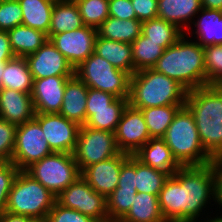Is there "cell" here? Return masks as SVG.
<instances>
[{
    "instance_id": "ffe728a7",
    "label": "cell",
    "mask_w": 222,
    "mask_h": 222,
    "mask_svg": "<svg viewBox=\"0 0 222 222\" xmlns=\"http://www.w3.org/2000/svg\"><path fill=\"white\" fill-rule=\"evenodd\" d=\"M134 156L143 164L165 172L169 176L182 167L174 158L163 138H150Z\"/></svg>"
},
{
    "instance_id": "7bdbcfd3",
    "label": "cell",
    "mask_w": 222,
    "mask_h": 222,
    "mask_svg": "<svg viewBox=\"0 0 222 222\" xmlns=\"http://www.w3.org/2000/svg\"><path fill=\"white\" fill-rule=\"evenodd\" d=\"M131 3L139 21L157 18L158 0H131Z\"/></svg>"
},
{
    "instance_id": "d6a6232c",
    "label": "cell",
    "mask_w": 222,
    "mask_h": 222,
    "mask_svg": "<svg viewBox=\"0 0 222 222\" xmlns=\"http://www.w3.org/2000/svg\"><path fill=\"white\" fill-rule=\"evenodd\" d=\"M185 105H166L139 109L143 113L151 138H162L177 111Z\"/></svg>"
},
{
    "instance_id": "30bf717a",
    "label": "cell",
    "mask_w": 222,
    "mask_h": 222,
    "mask_svg": "<svg viewBox=\"0 0 222 222\" xmlns=\"http://www.w3.org/2000/svg\"><path fill=\"white\" fill-rule=\"evenodd\" d=\"M56 202L69 209L77 210L97 222H109L106 197L96 191L80 176L57 197Z\"/></svg>"
},
{
    "instance_id": "5b68a950",
    "label": "cell",
    "mask_w": 222,
    "mask_h": 222,
    "mask_svg": "<svg viewBox=\"0 0 222 222\" xmlns=\"http://www.w3.org/2000/svg\"><path fill=\"white\" fill-rule=\"evenodd\" d=\"M181 166L206 165L215 160L205 151L190 110L183 106L162 137Z\"/></svg>"
},
{
    "instance_id": "b9f144b4",
    "label": "cell",
    "mask_w": 222,
    "mask_h": 222,
    "mask_svg": "<svg viewBox=\"0 0 222 222\" xmlns=\"http://www.w3.org/2000/svg\"><path fill=\"white\" fill-rule=\"evenodd\" d=\"M116 99L111 93L88 88L86 121L91 117V109L109 108Z\"/></svg>"
},
{
    "instance_id": "ee69618b",
    "label": "cell",
    "mask_w": 222,
    "mask_h": 222,
    "mask_svg": "<svg viewBox=\"0 0 222 222\" xmlns=\"http://www.w3.org/2000/svg\"><path fill=\"white\" fill-rule=\"evenodd\" d=\"M109 16L122 20L137 19L131 0H109Z\"/></svg>"
},
{
    "instance_id": "7402d4cb",
    "label": "cell",
    "mask_w": 222,
    "mask_h": 222,
    "mask_svg": "<svg viewBox=\"0 0 222 222\" xmlns=\"http://www.w3.org/2000/svg\"><path fill=\"white\" fill-rule=\"evenodd\" d=\"M94 52L115 68L129 73L131 76L134 74L131 44L101 38L97 35Z\"/></svg>"
},
{
    "instance_id": "74e56055",
    "label": "cell",
    "mask_w": 222,
    "mask_h": 222,
    "mask_svg": "<svg viewBox=\"0 0 222 222\" xmlns=\"http://www.w3.org/2000/svg\"><path fill=\"white\" fill-rule=\"evenodd\" d=\"M22 25V9L18 0H0V31Z\"/></svg>"
},
{
    "instance_id": "83f0119b",
    "label": "cell",
    "mask_w": 222,
    "mask_h": 222,
    "mask_svg": "<svg viewBox=\"0 0 222 222\" xmlns=\"http://www.w3.org/2000/svg\"><path fill=\"white\" fill-rule=\"evenodd\" d=\"M200 12L201 18L198 16L196 22H191L197 28L195 29L199 40L197 43L202 47L222 44V11L202 8Z\"/></svg>"
},
{
    "instance_id": "681fc988",
    "label": "cell",
    "mask_w": 222,
    "mask_h": 222,
    "mask_svg": "<svg viewBox=\"0 0 222 222\" xmlns=\"http://www.w3.org/2000/svg\"><path fill=\"white\" fill-rule=\"evenodd\" d=\"M220 206H222V177L218 175L216 182V201Z\"/></svg>"
},
{
    "instance_id": "9a60e30c",
    "label": "cell",
    "mask_w": 222,
    "mask_h": 222,
    "mask_svg": "<svg viewBox=\"0 0 222 222\" xmlns=\"http://www.w3.org/2000/svg\"><path fill=\"white\" fill-rule=\"evenodd\" d=\"M26 60L33 79L75 75L73 66L49 39L36 52L28 55Z\"/></svg>"
},
{
    "instance_id": "8992f818",
    "label": "cell",
    "mask_w": 222,
    "mask_h": 222,
    "mask_svg": "<svg viewBox=\"0 0 222 222\" xmlns=\"http://www.w3.org/2000/svg\"><path fill=\"white\" fill-rule=\"evenodd\" d=\"M55 202L54 194L24 170H19L8 194L4 211L33 219L45 218Z\"/></svg>"
},
{
    "instance_id": "d6986e66",
    "label": "cell",
    "mask_w": 222,
    "mask_h": 222,
    "mask_svg": "<svg viewBox=\"0 0 222 222\" xmlns=\"http://www.w3.org/2000/svg\"><path fill=\"white\" fill-rule=\"evenodd\" d=\"M88 87L76 76L71 77L64 90L59 114L83 126L86 123Z\"/></svg>"
},
{
    "instance_id": "f5cc1de1",
    "label": "cell",
    "mask_w": 222,
    "mask_h": 222,
    "mask_svg": "<svg viewBox=\"0 0 222 222\" xmlns=\"http://www.w3.org/2000/svg\"><path fill=\"white\" fill-rule=\"evenodd\" d=\"M207 222H222V215L219 217L211 218L210 220H207Z\"/></svg>"
},
{
    "instance_id": "e575fe53",
    "label": "cell",
    "mask_w": 222,
    "mask_h": 222,
    "mask_svg": "<svg viewBox=\"0 0 222 222\" xmlns=\"http://www.w3.org/2000/svg\"><path fill=\"white\" fill-rule=\"evenodd\" d=\"M136 193V189L116 187L115 190L106 197L109 222H119L127 214Z\"/></svg>"
},
{
    "instance_id": "4316f807",
    "label": "cell",
    "mask_w": 222,
    "mask_h": 222,
    "mask_svg": "<svg viewBox=\"0 0 222 222\" xmlns=\"http://www.w3.org/2000/svg\"><path fill=\"white\" fill-rule=\"evenodd\" d=\"M142 22L138 19H117L109 16L98 28L101 38L132 44L141 34Z\"/></svg>"
},
{
    "instance_id": "836d02e7",
    "label": "cell",
    "mask_w": 222,
    "mask_h": 222,
    "mask_svg": "<svg viewBox=\"0 0 222 222\" xmlns=\"http://www.w3.org/2000/svg\"><path fill=\"white\" fill-rule=\"evenodd\" d=\"M169 175L143 164L135 157V187L139 193L159 195Z\"/></svg>"
},
{
    "instance_id": "ac0fdd59",
    "label": "cell",
    "mask_w": 222,
    "mask_h": 222,
    "mask_svg": "<svg viewBox=\"0 0 222 222\" xmlns=\"http://www.w3.org/2000/svg\"><path fill=\"white\" fill-rule=\"evenodd\" d=\"M35 110L31 94L0 89V118L16 126L32 120Z\"/></svg>"
},
{
    "instance_id": "60d3db41",
    "label": "cell",
    "mask_w": 222,
    "mask_h": 222,
    "mask_svg": "<svg viewBox=\"0 0 222 222\" xmlns=\"http://www.w3.org/2000/svg\"><path fill=\"white\" fill-rule=\"evenodd\" d=\"M47 218L50 222H97L93 218L83 215L77 210L63 207L57 202L54 203Z\"/></svg>"
},
{
    "instance_id": "c3c4849f",
    "label": "cell",
    "mask_w": 222,
    "mask_h": 222,
    "mask_svg": "<svg viewBox=\"0 0 222 222\" xmlns=\"http://www.w3.org/2000/svg\"><path fill=\"white\" fill-rule=\"evenodd\" d=\"M202 8L222 11V0H201Z\"/></svg>"
},
{
    "instance_id": "9c48e42d",
    "label": "cell",
    "mask_w": 222,
    "mask_h": 222,
    "mask_svg": "<svg viewBox=\"0 0 222 222\" xmlns=\"http://www.w3.org/2000/svg\"><path fill=\"white\" fill-rule=\"evenodd\" d=\"M120 153L114 132L80 126L76 147L72 153L80 172Z\"/></svg>"
},
{
    "instance_id": "ba28073f",
    "label": "cell",
    "mask_w": 222,
    "mask_h": 222,
    "mask_svg": "<svg viewBox=\"0 0 222 222\" xmlns=\"http://www.w3.org/2000/svg\"><path fill=\"white\" fill-rule=\"evenodd\" d=\"M24 171L56 197L81 176L73 154L70 153H52L32 163Z\"/></svg>"
},
{
    "instance_id": "2e32d148",
    "label": "cell",
    "mask_w": 222,
    "mask_h": 222,
    "mask_svg": "<svg viewBox=\"0 0 222 222\" xmlns=\"http://www.w3.org/2000/svg\"><path fill=\"white\" fill-rule=\"evenodd\" d=\"M129 154L121 152L117 156L86 167L81 176L94 191L108 197L117 187L122 165Z\"/></svg>"
},
{
    "instance_id": "7c38bea8",
    "label": "cell",
    "mask_w": 222,
    "mask_h": 222,
    "mask_svg": "<svg viewBox=\"0 0 222 222\" xmlns=\"http://www.w3.org/2000/svg\"><path fill=\"white\" fill-rule=\"evenodd\" d=\"M51 150L54 153H70L75 150L80 126L59 113H35Z\"/></svg>"
},
{
    "instance_id": "8d00e7d4",
    "label": "cell",
    "mask_w": 222,
    "mask_h": 222,
    "mask_svg": "<svg viewBox=\"0 0 222 222\" xmlns=\"http://www.w3.org/2000/svg\"><path fill=\"white\" fill-rule=\"evenodd\" d=\"M206 85L222 86V44L204 47Z\"/></svg>"
},
{
    "instance_id": "44dd1931",
    "label": "cell",
    "mask_w": 222,
    "mask_h": 222,
    "mask_svg": "<svg viewBox=\"0 0 222 222\" xmlns=\"http://www.w3.org/2000/svg\"><path fill=\"white\" fill-rule=\"evenodd\" d=\"M201 9V0H158L157 17L175 24L183 32H190L187 22H191Z\"/></svg>"
},
{
    "instance_id": "4fadbf2b",
    "label": "cell",
    "mask_w": 222,
    "mask_h": 222,
    "mask_svg": "<svg viewBox=\"0 0 222 222\" xmlns=\"http://www.w3.org/2000/svg\"><path fill=\"white\" fill-rule=\"evenodd\" d=\"M114 135L118 149L129 155H134L151 138L143 113L129 104L121 115Z\"/></svg>"
},
{
    "instance_id": "484cf974",
    "label": "cell",
    "mask_w": 222,
    "mask_h": 222,
    "mask_svg": "<svg viewBox=\"0 0 222 222\" xmlns=\"http://www.w3.org/2000/svg\"><path fill=\"white\" fill-rule=\"evenodd\" d=\"M22 9V25L42 31L48 35L53 0H18Z\"/></svg>"
},
{
    "instance_id": "603a6c76",
    "label": "cell",
    "mask_w": 222,
    "mask_h": 222,
    "mask_svg": "<svg viewBox=\"0 0 222 222\" xmlns=\"http://www.w3.org/2000/svg\"><path fill=\"white\" fill-rule=\"evenodd\" d=\"M33 76L25 57L15 56L5 62L0 89H10L31 94Z\"/></svg>"
},
{
    "instance_id": "f35d334b",
    "label": "cell",
    "mask_w": 222,
    "mask_h": 222,
    "mask_svg": "<svg viewBox=\"0 0 222 222\" xmlns=\"http://www.w3.org/2000/svg\"><path fill=\"white\" fill-rule=\"evenodd\" d=\"M17 126L0 118V162H12Z\"/></svg>"
},
{
    "instance_id": "f1b7e54d",
    "label": "cell",
    "mask_w": 222,
    "mask_h": 222,
    "mask_svg": "<svg viewBox=\"0 0 222 222\" xmlns=\"http://www.w3.org/2000/svg\"><path fill=\"white\" fill-rule=\"evenodd\" d=\"M119 222H165L158 196L137 192L130 210Z\"/></svg>"
},
{
    "instance_id": "4dcf8cb0",
    "label": "cell",
    "mask_w": 222,
    "mask_h": 222,
    "mask_svg": "<svg viewBox=\"0 0 222 222\" xmlns=\"http://www.w3.org/2000/svg\"><path fill=\"white\" fill-rule=\"evenodd\" d=\"M141 34L166 49L176 43L184 35V32L175 24L157 17L142 22Z\"/></svg>"
},
{
    "instance_id": "f907efd6",
    "label": "cell",
    "mask_w": 222,
    "mask_h": 222,
    "mask_svg": "<svg viewBox=\"0 0 222 222\" xmlns=\"http://www.w3.org/2000/svg\"><path fill=\"white\" fill-rule=\"evenodd\" d=\"M215 164L217 165L219 175L222 177V156L215 160Z\"/></svg>"
},
{
    "instance_id": "f6af8a7d",
    "label": "cell",
    "mask_w": 222,
    "mask_h": 222,
    "mask_svg": "<svg viewBox=\"0 0 222 222\" xmlns=\"http://www.w3.org/2000/svg\"><path fill=\"white\" fill-rule=\"evenodd\" d=\"M117 187H122L123 189H136L134 155H129L128 160L122 165Z\"/></svg>"
},
{
    "instance_id": "277c9868",
    "label": "cell",
    "mask_w": 222,
    "mask_h": 222,
    "mask_svg": "<svg viewBox=\"0 0 222 222\" xmlns=\"http://www.w3.org/2000/svg\"><path fill=\"white\" fill-rule=\"evenodd\" d=\"M186 94L187 90L176 80L154 69H144L130 78L128 104L135 109L185 105Z\"/></svg>"
},
{
    "instance_id": "3957f363",
    "label": "cell",
    "mask_w": 222,
    "mask_h": 222,
    "mask_svg": "<svg viewBox=\"0 0 222 222\" xmlns=\"http://www.w3.org/2000/svg\"><path fill=\"white\" fill-rule=\"evenodd\" d=\"M186 35L166 48L152 69L191 91L206 86L205 58L204 47L197 41L189 42Z\"/></svg>"
},
{
    "instance_id": "816d5d0a",
    "label": "cell",
    "mask_w": 222,
    "mask_h": 222,
    "mask_svg": "<svg viewBox=\"0 0 222 222\" xmlns=\"http://www.w3.org/2000/svg\"><path fill=\"white\" fill-rule=\"evenodd\" d=\"M31 222H50V221H49V219L47 217H45V218L33 219Z\"/></svg>"
},
{
    "instance_id": "ab89813d",
    "label": "cell",
    "mask_w": 222,
    "mask_h": 222,
    "mask_svg": "<svg viewBox=\"0 0 222 222\" xmlns=\"http://www.w3.org/2000/svg\"><path fill=\"white\" fill-rule=\"evenodd\" d=\"M19 169L12 162H0V213L5 210L8 194Z\"/></svg>"
},
{
    "instance_id": "db71d44e",
    "label": "cell",
    "mask_w": 222,
    "mask_h": 222,
    "mask_svg": "<svg viewBox=\"0 0 222 222\" xmlns=\"http://www.w3.org/2000/svg\"><path fill=\"white\" fill-rule=\"evenodd\" d=\"M3 72H4V66H0V84H1L2 76H3Z\"/></svg>"
},
{
    "instance_id": "d590c367",
    "label": "cell",
    "mask_w": 222,
    "mask_h": 222,
    "mask_svg": "<svg viewBox=\"0 0 222 222\" xmlns=\"http://www.w3.org/2000/svg\"><path fill=\"white\" fill-rule=\"evenodd\" d=\"M85 26L97 29L109 17V0H74Z\"/></svg>"
},
{
    "instance_id": "d4e9b609",
    "label": "cell",
    "mask_w": 222,
    "mask_h": 222,
    "mask_svg": "<svg viewBox=\"0 0 222 222\" xmlns=\"http://www.w3.org/2000/svg\"><path fill=\"white\" fill-rule=\"evenodd\" d=\"M15 56L27 57L36 52L48 39L42 31L18 25L7 32Z\"/></svg>"
},
{
    "instance_id": "52a82bcc",
    "label": "cell",
    "mask_w": 222,
    "mask_h": 222,
    "mask_svg": "<svg viewBox=\"0 0 222 222\" xmlns=\"http://www.w3.org/2000/svg\"><path fill=\"white\" fill-rule=\"evenodd\" d=\"M75 75L88 88L111 93L117 98H129L131 75L95 52L75 68Z\"/></svg>"
},
{
    "instance_id": "6da1fadb",
    "label": "cell",
    "mask_w": 222,
    "mask_h": 222,
    "mask_svg": "<svg viewBox=\"0 0 222 222\" xmlns=\"http://www.w3.org/2000/svg\"><path fill=\"white\" fill-rule=\"evenodd\" d=\"M218 175L215 162L182 166L170 175L158 195L165 221L196 222L211 196L216 201Z\"/></svg>"
},
{
    "instance_id": "1f68e13d",
    "label": "cell",
    "mask_w": 222,
    "mask_h": 222,
    "mask_svg": "<svg viewBox=\"0 0 222 222\" xmlns=\"http://www.w3.org/2000/svg\"><path fill=\"white\" fill-rule=\"evenodd\" d=\"M128 105V98H117L109 108L91 109V117L85 126L103 131L115 132L124 109Z\"/></svg>"
},
{
    "instance_id": "7dc6e473",
    "label": "cell",
    "mask_w": 222,
    "mask_h": 222,
    "mask_svg": "<svg viewBox=\"0 0 222 222\" xmlns=\"http://www.w3.org/2000/svg\"><path fill=\"white\" fill-rule=\"evenodd\" d=\"M33 218L29 216L14 215L6 211L0 213V222H31Z\"/></svg>"
},
{
    "instance_id": "7a4b0ae2",
    "label": "cell",
    "mask_w": 222,
    "mask_h": 222,
    "mask_svg": "<svg viewBox=\"0 0 222 222\" xmlns=\"http://www.w3.org/2000/svg\"><path fill=\"white\" fill-rule=\"evenodd\" d=\"M185 106L194 117L205 151L216 160L222 156V86L187 91Z\"/></svg>"
},
{
    "instance_id": "8fae6325",
    "label": "cell",
    "mask_w": 222,
    "mask_h": 222,
    "mask_svg": "<svg viewBox=\"0 0 222 222\" xmlns=\"http://www.w3.org/2000/svg\"><path fill=\"white\" fill-rule=\"evenodd\" d=\"M52 153L54 152L35 118L17 126L12 163L19 170H25Z\"/></svg>"
},
{
    "instance_id": "e0dca14e",
    "label": "cell",
    "mask_w": 222,
    "mask_h": 222,
    "mask_svg": "<svg viewBox=\"0 0 222 222\" xmlns=\"http://www.w3.org/2000/svg\"><path fill=\"white\" fill-rule=\"evenodd\" d=\"M73 76H51L34 79L31 97L35 113L60 112L67 81Z\"/></svg>"
},
{
    "instance_id": "f546056e",
    "label": "cell",
    "mask_w": 222,
    "mask_h": 222,
    "mask_svg": "<svg viewBox=\"0 0 222 222\" xmlns=\"http://www.w3.org/2000/svg\"><path fill=\"white\" fill-rule=\"evenodd\" d=\"M134 73L152 69L159 58L163 55L164 48L150 38L140 34L131 44Z\"/></svg>"
},
{
    "instance_id": "5bb4252c",
    "label": "cell",
    "mask_w": 222,
    "mask_h": 222,
    "mask_svg": "<svg viewBox=\"0 0 222 222\" xmlns=\"http://www.w3.org/2000/svg\"><path fill=\"white\" fill-rule=\"evenodd\" d=\"M96 37L97 29L83 26L55 34L49 40L75 69L94 52Z\"/></svg>"
},
{
    "instance_id": "cb8c5ba5",
    "label": "cell",
    "mask_w": 222,
    "mask_h": 222,
    "mask_svg": "<svg viewBox=\"0 0 222 222\" xmlns=\"http://www.w3.org/2000/svg\"><path fill=\"white\" fill-rule=\"evenodd\" d=\"M85 26L74 0L55 1L47 38L59 33L76 30Z\"/></svg>"
},
{
    "instance_id": "bcb514c9",
    "label": "cell",
    "mask_w": 222,
    "mask_h": 222,
    "mask_svg": "<svg viewBox=\"0 0 222 222\" xmlns=\"http://www.w3.org/2000/svg\"><path fill=\"white\" fill-rule=\"evenodd\" d=\"M15 57L7 31H0V66H5V62Z\"/></svg>"
}]
</instances>
